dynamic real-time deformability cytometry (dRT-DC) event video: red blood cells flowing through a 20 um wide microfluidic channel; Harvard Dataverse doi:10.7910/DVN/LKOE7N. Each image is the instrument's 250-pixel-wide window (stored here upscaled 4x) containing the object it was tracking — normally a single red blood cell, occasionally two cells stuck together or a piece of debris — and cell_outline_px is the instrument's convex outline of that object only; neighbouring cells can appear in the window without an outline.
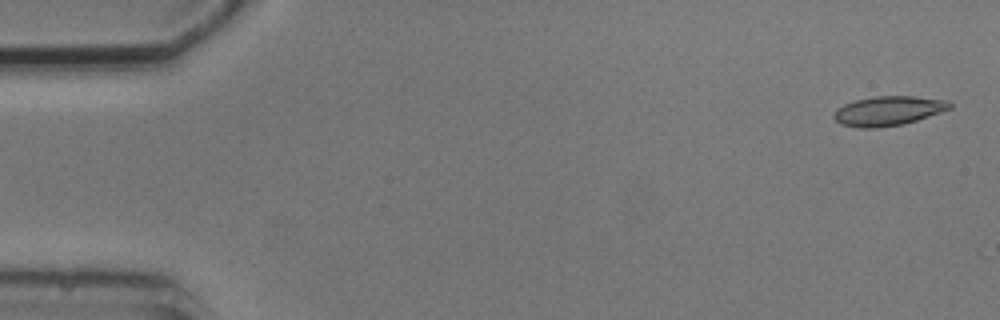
{"species": "common noctule bat (a hibernating species)", "species_latin": "Nyctalus noctula", "temperature_condition": "cold", "stored_images_in_passage": 2, "camera_frame_rate_fps": 3000, "um_per_image_px": 0.085, "animal": {"sex": "male", "body_mass_g": 20.5, "forearm_length_mm": 52.5}, "frame": {"image": 1, "passage_image": 2, "time_ms": 2.0, "image_size_px": [1000, 320], "cell_outline_px": [[952, 108], [904, 124], [876, 128], [860, 128], [840, 124], [832, 116], [836, 108], [844, 104], [856, 100], [872, 96], [916, 96], [948, 100], [952, 104]], "centroid_in_image_um": [75.49, 9.42], "position_along_channel_um": 9.5, "area_um2": 20.0}}